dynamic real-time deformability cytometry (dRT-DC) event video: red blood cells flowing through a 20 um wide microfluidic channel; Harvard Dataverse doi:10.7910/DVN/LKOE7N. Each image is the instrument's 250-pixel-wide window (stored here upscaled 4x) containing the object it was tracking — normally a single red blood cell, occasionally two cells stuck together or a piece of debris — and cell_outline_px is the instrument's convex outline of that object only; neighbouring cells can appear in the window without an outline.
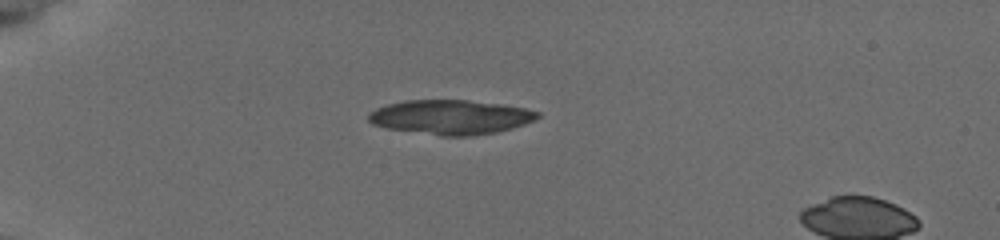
{"species": "common noctule bat (a hibernating species)", "species_latin": "Nyctalus noctula", "temperature_condition": "cold", "stored_images_in_passage": 6, "camera_frame_rate_fps": 3000, "um_per_image_px": 0.085, "animal": {"sex": "female", "body_mass_g": 19.5, "forearm_length_mm": 54.1}, "frame": {"image": 1, "passage_image": 4, "time_ms": 3.667, "image_size_px": [1000, 240], "cell_outline_px": [[540, 116], [524, 124], [512, 128], [496, 132], [472, 136], [440, 136], [384, 128], [372, 124], [368, 120], [368, 116], [376, 108], [388, 104], [404, 100], [468, 100], [504, 104], [524, 108], [540, 112]], "centroid_in_image_um": [38.29, 9.96], "position_along_channel_um": 46.7, "area_um2": 34.1}}